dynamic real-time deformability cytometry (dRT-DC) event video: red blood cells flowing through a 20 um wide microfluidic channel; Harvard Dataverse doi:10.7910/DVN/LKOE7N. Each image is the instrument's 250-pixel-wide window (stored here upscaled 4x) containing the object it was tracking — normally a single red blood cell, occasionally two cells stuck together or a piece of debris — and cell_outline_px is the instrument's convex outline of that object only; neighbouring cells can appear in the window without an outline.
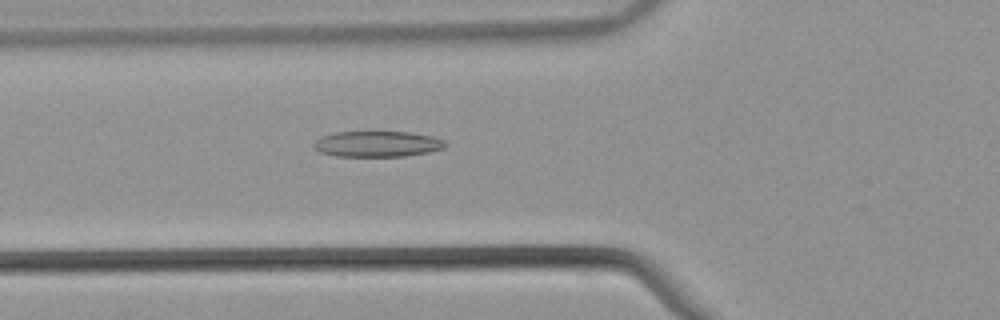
{"species": "common noctule bat (a hibernating species)", "species_latin": "Nyctalus noctula", "temperature_condition": "warm", "stored_images_in_passage": 36, "camera_frame_rate_fps": 3000, "um_per_image_px": 0.085, "animal": {"sex": "male", "body_mass_g": 21.5, "forearm_length_mm": 52.0}, "frame": {"image": 1, "passage_image": 3, "time_ms": 0.667, "image_size_px": [1000, 320], "cell_outline_px": [[448, 144], [444, 148], [428, 152], [404, 156], [336, 156], [320, 152], [312, 148], [312, 144], [320, 136], [336, 132], [368, 128], [408, 132], [432, 136], [444, 140]], "centroid_in_image_um": [32.02, 12.18], "position_along_channel_um": 93.8, "area_um2": 20.87}}
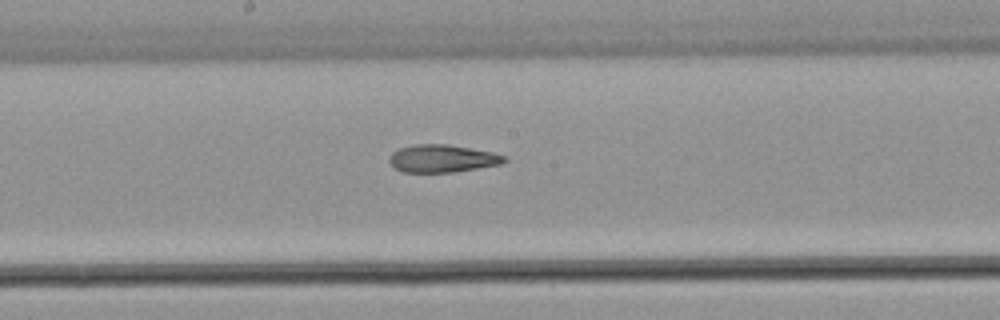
{"frame": {"image": 2, "passage_image": 12, "time_ms": 3.667, "image_size_px": [1000, 320], "cell_outline_px": [[508, 160], [500, 164], [452, 172], [404, 172], [396, 168], [388, 160], [392, 152], [400, 148], [416, 144], [448, 144], [492, 152], [504, 156]], "centroid_in_image_um": [37.58, 13.47], "position_along_channel_um": 210.6, "area_um2": 18.26}}
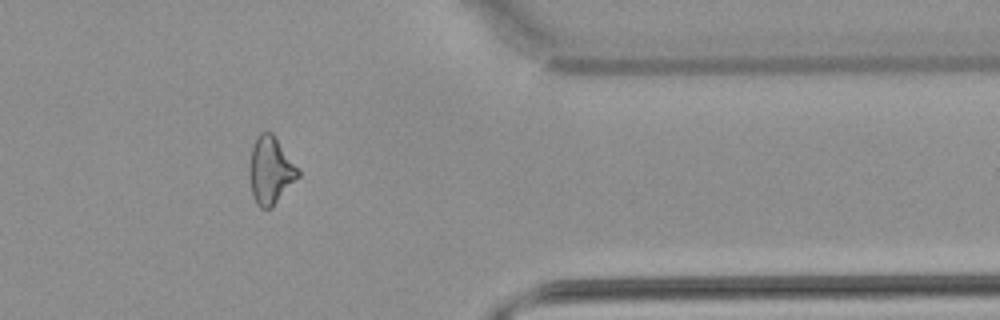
{"frame": {"image": 3, "passage_image": 27, "time_ms": 8.667, "image_size_px": [1000, 320], "cell_outline_px": [[300, 176], [272, 208], [260, 208], [256, 204], [252, 192], [252, 148], [256, 136], [260, 132], [272, 132], [276, 136], [300, 172]], "centroid_in_image_um": [23.05, 14.48], "position_along_channel_um": 388.4, "area_um2": 18.55}, "authors_computed_cell_mechanics": {"area_um2": 18.9584, "velocity_mm_per_s": 3.8793, "shape_relaxation_time_tau1_ms": null, "shape_relaxation_time_tau2_ms": 3.9629, "deformation_change_tau1": null, "deformation_change_tau2": 0.137}}